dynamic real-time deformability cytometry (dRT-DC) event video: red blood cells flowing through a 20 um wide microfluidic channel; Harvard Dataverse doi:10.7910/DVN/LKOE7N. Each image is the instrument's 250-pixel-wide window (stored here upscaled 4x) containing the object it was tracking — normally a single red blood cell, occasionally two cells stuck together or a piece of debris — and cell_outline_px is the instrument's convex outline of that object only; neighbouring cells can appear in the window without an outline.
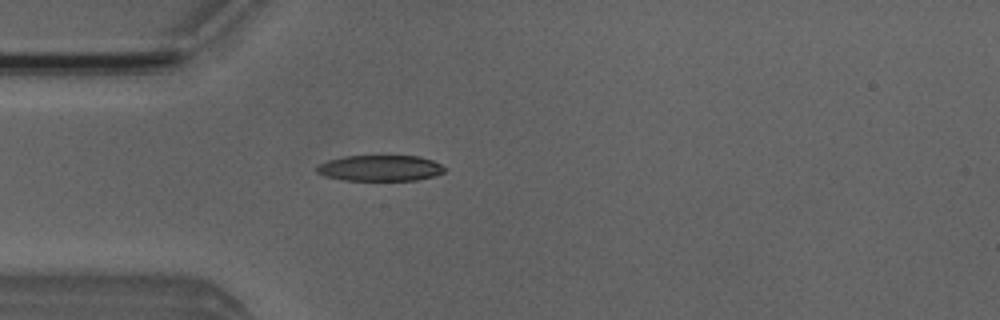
{"species": "Egyptian fruit bat (a non-hibernating species)", "species_latin": "Rousettus aegyptiacus", "temperature_condition": "room temperature", "stored_images_in_passage": 5, "camera_frame_rate_fps": 3000, "um_per_image_px": 0.085, "animal": {"sex": "male"}, "frame": {"image": 1, "passage_image": 5, "time_ms": 5.667, "image_size_px": [1000, 320], "cell_outline_px": [[448, 168], [444, 172], [432, 176], [416, 180], [344, 180], [324, 176], [316, 172], [316, 168], [320, 164], [328, 160], [344, 156], [420, 156], [432, 160]], "centroid_in_image_um": [32.32, 14.29], "position_along_channel_um": 52.7, "area_um2": 19.25}}